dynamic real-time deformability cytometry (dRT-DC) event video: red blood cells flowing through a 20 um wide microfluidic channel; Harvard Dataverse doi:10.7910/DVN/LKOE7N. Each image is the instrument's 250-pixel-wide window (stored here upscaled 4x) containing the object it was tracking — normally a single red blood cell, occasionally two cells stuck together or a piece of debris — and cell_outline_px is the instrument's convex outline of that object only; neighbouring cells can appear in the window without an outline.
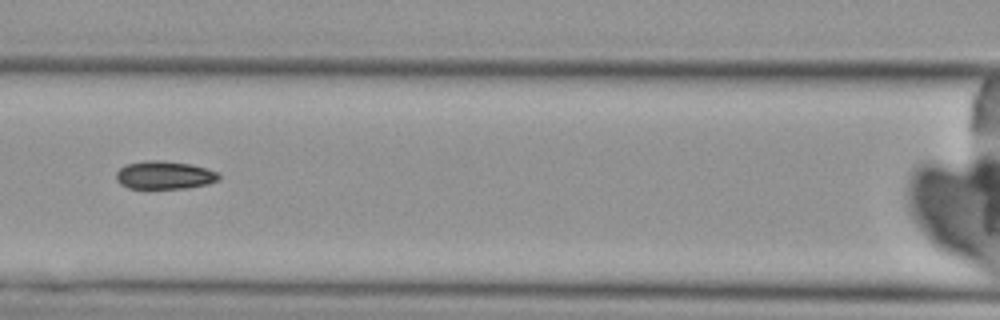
{"species": "Egyptian fruit bat (a non-hibernating species)", "species_latin": "Rousettus aegyptiacus", "temperature_condition": "cold", "stored_images_in_passage": 11, "camera_frame_rate_fps": 3000, "um_per_image_px": 0.085, "animal": {"sex": "female"}, "frame": {"image": 1, "passage_image": 4, "time_ms": 3.667, "image_size_px": [1000, 320], "cell_outline_px": [[220, 180], [208, 184], [188, 188], [128, 188], [120, 184], [116, 180], [116, 172], [124, 164], [144, 160], [160, 160], [192, 164], [208, 168], [216, 172], [220, 176]], "centroid_in_image_um": [13.97, 14.87], "position_along_channel_um": 152.6, "area_um2": 17.05}}
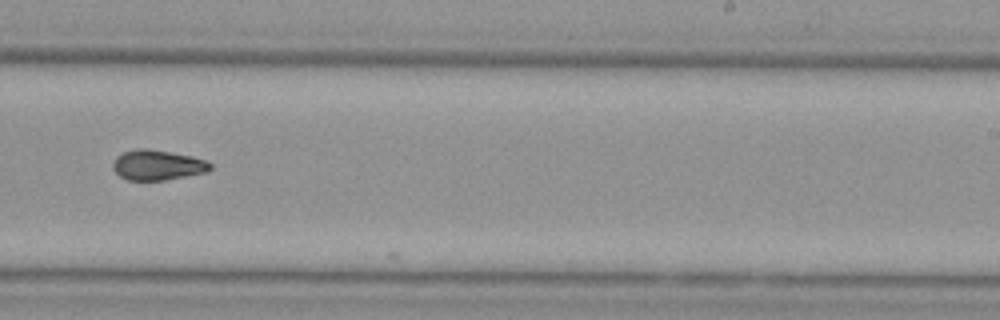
{"frame": {"image": 2, "passage_image": 7, "time_ms": 7.0, "image_size_px": [1000, 320], "cell_outline_px": [[212, 168], [204, 172], [164, 180], [128, 180], [120, 176], [112, 168], [112, 164], [116, 156], [124, 152], [136, 148], [148, 148], [192, 156], [208, 160], [212, 164]], "centroid_in_image_um": [13.37, 14.01], "position_along_channel_um": 275.6, "area_um2": 17.11}}
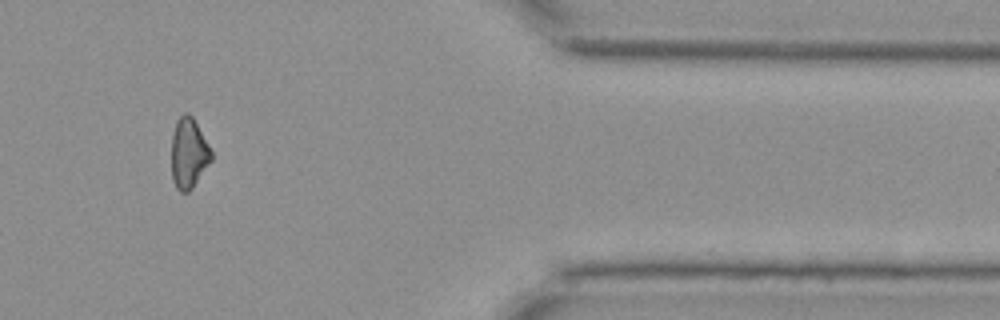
{"frame": {"image": 3, "passage_image": 10, "time_ms": 11.0, "image_size_px": [1000, 320], "cell_outline_px": [[212, 160], [192, 188], [188, 192], [180, 192], [176, 188], [172, 180], [172, 136], [176, 120], [184, 112], [188, 112], [192, 116], [212, 152]], "centroid_in_image_um": [16.02, 13.03], "position_along_channel_um": 395.4, "area_um2": 16.24}}